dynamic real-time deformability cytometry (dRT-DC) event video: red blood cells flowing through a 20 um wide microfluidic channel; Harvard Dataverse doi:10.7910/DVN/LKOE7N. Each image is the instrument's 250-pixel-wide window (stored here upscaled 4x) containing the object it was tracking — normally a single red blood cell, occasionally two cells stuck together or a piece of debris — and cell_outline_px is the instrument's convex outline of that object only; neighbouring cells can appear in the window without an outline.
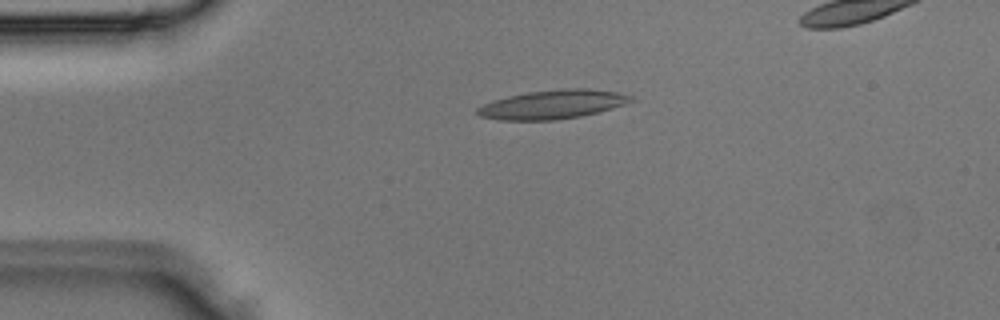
{"species": "Egyptian fruit bat (a non-hibernating species)", "species_latin": "Rousettus aegyptiacus", "temperature_condition": "room temperature", "stored_images_in_passage": 3, "camera_frame_rate_fps": 3000, "um_per_image_px": 0.085, "animal": {"sex": "male"}, "frame": {"image": 1, "passage_image": 2, "time_ms": 0.333, "image_size_px": [1000, 320], "cell_outline_px": [[636, 100], [612, 108], [580, 116], [556, 120], [496, 120], [480, 116], [476, 112], [476, 108], [492, 100], [508, 96], [528, 92], [564, 88], [588, 88], [616, 92], [632, 96]], "centroid_in_image_um": [46.95, 8.87], "position_along_channel_um": 38.1, "area_um2": 25.84}}